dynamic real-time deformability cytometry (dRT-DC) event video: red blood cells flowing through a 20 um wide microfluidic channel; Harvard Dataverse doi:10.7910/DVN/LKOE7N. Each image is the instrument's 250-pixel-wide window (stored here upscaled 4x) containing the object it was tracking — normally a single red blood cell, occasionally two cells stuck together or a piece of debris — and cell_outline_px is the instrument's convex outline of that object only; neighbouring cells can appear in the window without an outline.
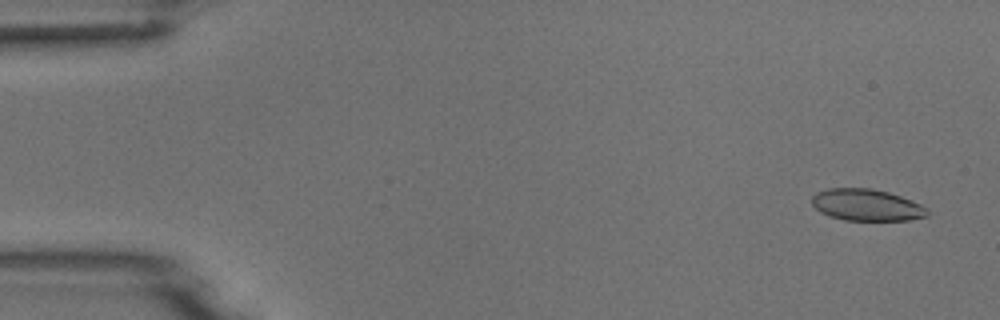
{"species": "common noctule bat (a hibernating species)", "species_latin": "Nyctalus noctula", "temperature_condition": "room temperature", "stored_images_in_passage": 4, "camera_frame_rate_fps": 3000, "um_per_image_px": 0.085, "animal": {"sex": "male", "body_mass_g": 18.8}, "frame": {"image": 1, "passage_image": 1, "time_ms": 0.0, "image_size_px": [1000, 320], "cell_outline_px": [[928, 216], [908, 220], [844, 220], [828, 216], [820, 212], [812, 204], [812, 196], [816, 192], [828, 188], [872, 188], [888, 192], [900, 196], [920, 204], [928, 208]], "centroid_in_image_um": [73.64, 17.42], "position_along_channel_um": 11.4, "area_um2": 21.39}}
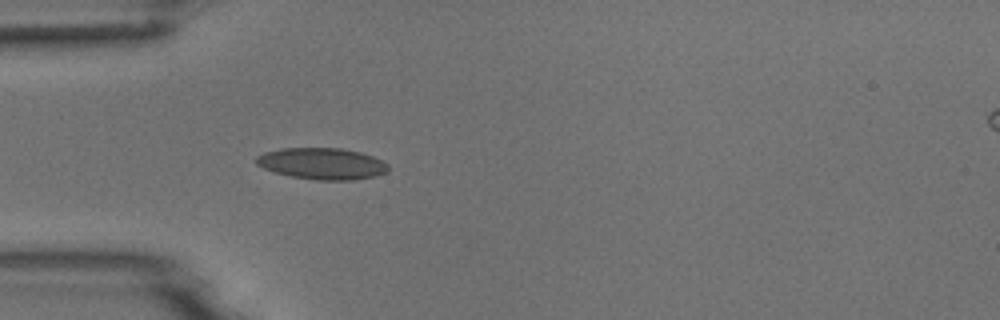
{"frame": {"image": 2, "passage_image": 4, "time_ms": 4.333, "image_size_px": [1000, 320], "cell_outline_px": [[388, 172], [376, 176], [352, 180], [316, 180], [292, 176], [276, 172], [264, 168], [256, 164], [256, 156], [264, 152], [280, 148], [340, 148], [360, 152], [372, 156], [388, 164]], "centroid_in_image_um": [27.38, 13.9], "position_along_channel_um": 57.6, "area_um2": 24.16}}